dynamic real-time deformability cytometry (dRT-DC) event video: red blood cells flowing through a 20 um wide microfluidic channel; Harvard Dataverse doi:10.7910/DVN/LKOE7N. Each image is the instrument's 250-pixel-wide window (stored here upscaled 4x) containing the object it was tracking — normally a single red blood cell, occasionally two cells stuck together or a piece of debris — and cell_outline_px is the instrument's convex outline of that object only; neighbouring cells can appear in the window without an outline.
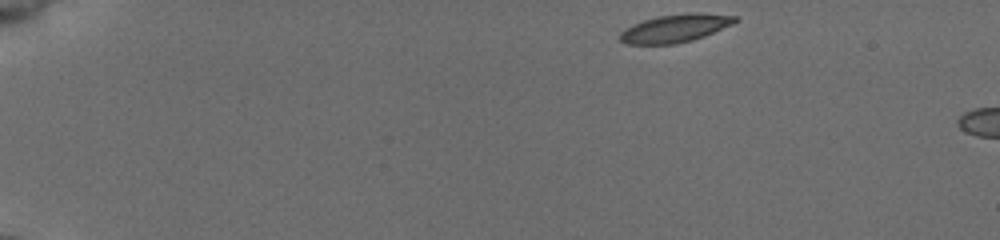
{"species": "common noctule bat (a hibernating species)", "species_latin": "Nyctalus noctula", "temperature_condition": "cold", "stored_images_in_passage": 10, "camera_frame_rate_fps": 3000, "um_per_image_px": 0.085, "animal": {"sex": "female", "body_mass_g": 19.5, "forearm_length_mm": 54.1}, "frame": {"image": 1, "passage_image": 1, "time_ms": 0.0, "image_size_px": [1000, 240], "cell_outline_px": [[740, 20], [732, 24], [704, 36], [692, 40], [676, 44], [624, 44], [620, 40], [620, 32], [624, 28], [632, 24], [656, 16], [688, 12], [700, 12], [736, 16]], "centroid_in_image_um": [57.38, 2.39], "position_along_channel_um": 27.6, "area_um2": 18.96}}